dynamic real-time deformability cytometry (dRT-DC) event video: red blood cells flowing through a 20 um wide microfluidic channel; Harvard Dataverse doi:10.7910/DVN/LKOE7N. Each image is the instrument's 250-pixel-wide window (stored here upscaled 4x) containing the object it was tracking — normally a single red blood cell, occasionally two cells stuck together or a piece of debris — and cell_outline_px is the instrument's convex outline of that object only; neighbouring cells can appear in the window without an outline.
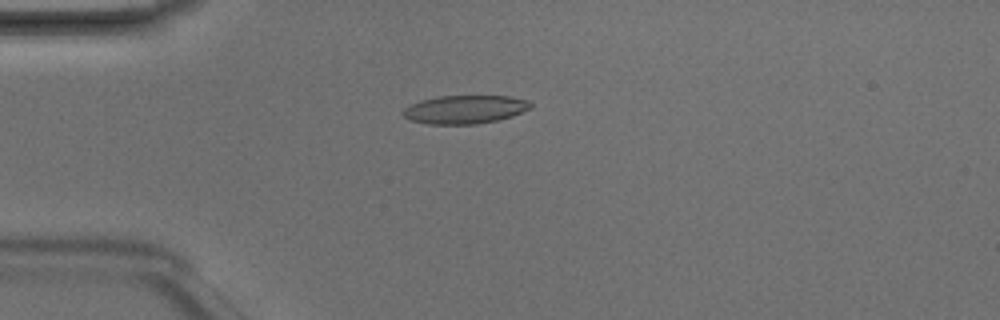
{"species": "Egyptian fruit bat (a non-hibernating species)", "species_latin": "Rousettus aegyptiacus", "temperature_condition": "room temperature", "stored_images_in_passage": 4, "camera_frame_rate_fps": 3000, "um_per_image_px": 0.085, "animal": {"sex": "male"}, "frame": {"image": 1, "passage_image": 4, "time_ms": 1.0, "image_size_px": [1000, 320], "cell_outline_px": [[532, 108], [512, 116], [496, 120], [476, 124], [428, 124], [408, 120], [404, 116], [404, 108], [420, 100], [436, 96], [508, 96], [528, 100], [532, 104]], "centroid_in_image_um": [39.52, 9.3], "position_along_channel_um": 45.5, "area_um2": 21.1}}